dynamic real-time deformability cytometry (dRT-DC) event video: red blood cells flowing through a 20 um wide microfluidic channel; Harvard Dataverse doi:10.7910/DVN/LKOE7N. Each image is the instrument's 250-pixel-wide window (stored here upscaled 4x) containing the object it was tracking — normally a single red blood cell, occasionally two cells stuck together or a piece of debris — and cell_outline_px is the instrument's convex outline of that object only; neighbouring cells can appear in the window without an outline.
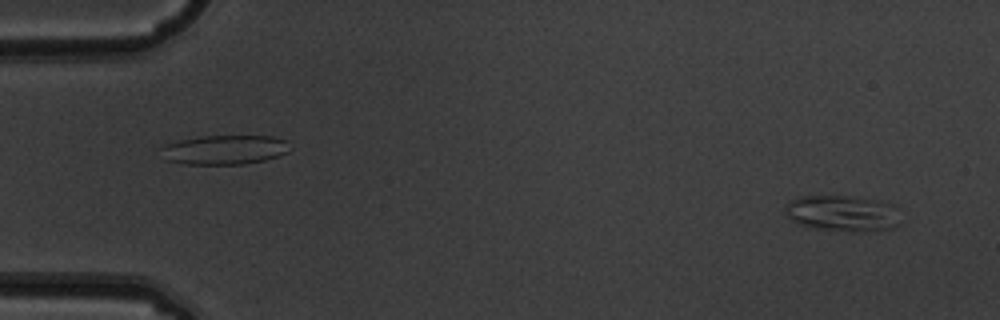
{"species": "common noctule bat (a hibernating species)", "species_latin": "Nyctalus noctula", "temperature_condition": "warm", "stored_images_in_passage": 5, "camera_frame_rate_fps": 3000, "um_per_image_px": 0.085, "animal": {"sex": "male", "body_mass_g": 19.5, "forearm_length_mm": 54.6}, "frame": {"image": 1, "passage_image": 5, "time_ms": 1.333, "image_size_px": [1000, 320], "cell_outline_px": [[900, 224], [892, 228], [860, 232], [852, 232], [812, 228], [800, 224], [792, 220], [784, 212], [784, 208], [792, 200], [800, 196], [860, 196], [896, 204]], "centroid_in_image_um": [71.66, 18.13], "position_along_channel_um": 13.3, "area_um2": 24.62}}